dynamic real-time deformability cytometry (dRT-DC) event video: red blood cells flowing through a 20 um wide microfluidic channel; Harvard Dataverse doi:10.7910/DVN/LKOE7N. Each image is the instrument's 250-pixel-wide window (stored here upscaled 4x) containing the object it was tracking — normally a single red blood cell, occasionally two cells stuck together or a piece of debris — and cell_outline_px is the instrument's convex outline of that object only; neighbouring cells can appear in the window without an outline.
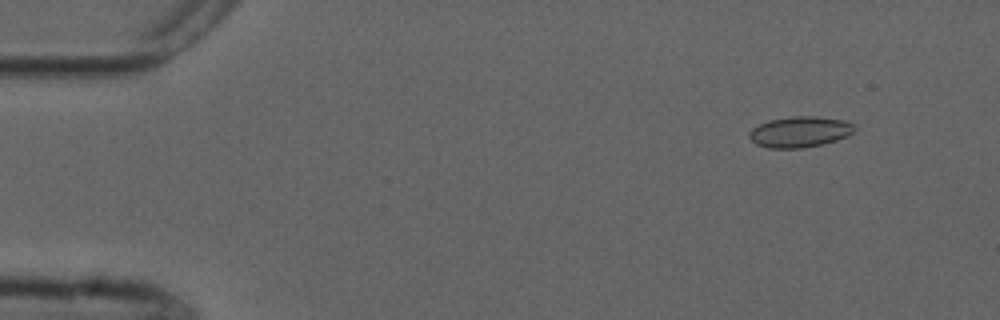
{"species": "common noctule bat (a hibernating species)", "species_latin": "Nyctalus noctula", "temperature_condition": "cold", "stored_images_in_passage": 55, "camera_frame_rate_fps": 3000, "um_per_image_px": 0.085, "animal": {"sex": "male", "forearm_length_mm": 52.5}, "frame": {"image": 1, "passage_image": 6, "time_ms": 1.667, "image_size_px": [1000, 320], "cell_outline_px": [[856, 128], [848, 136], [836, 140], [820, 144], [800, 148], [768, 148], [756, 144], [748, 136], [748, 132], [752, 128], [768, 120], [796, 116], [816, 116], [844, 120], [852, 124]], "centroid_in_image_um": [67.96, 11.2], "position_along_channel_um": 17.0, "area_um2": 18.79}}
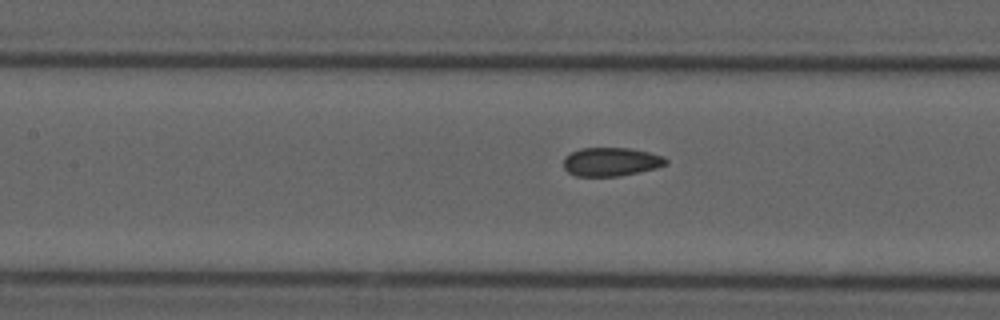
{"frame": {"image": 2, "passage_image": 25, "time_ms": 8.0, "image_size_px": [1000, 320], "cell_outline_px": [[668, 164], [656, 168], [620, 176], [576, 176], [568, 172], [564, 168], [564, 156], [580, 148], [632, 148], [664, 156], [668, 160]], "centroid_in_image_um": [51.95, 13.75], "position_along_channel_um": 155.5, "area_um2": 17.17}}
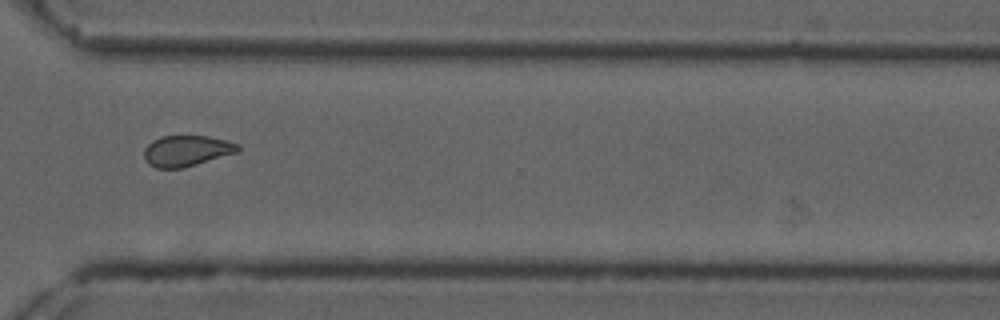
{"frame": {"image": 3, "passage_image": 41, "time_ms": 13.333, "image_size_px": [1000, 320], "cell_outline_px": [[240, 148], [236, 152], [184, 168], [156, 168], [148, 164], [144, 160], [144, 148], [152, 140], [160, 136], [208, 136], [240, 144]], "centroid_in_image_um": [15.81, 12.82], "position_along_channel_um": 354.8, "area_um2": 16.88}, "authors_computed_cell_mechanics": {"area_um2": 17.629, "velocity_mm_per_s": 3.7505, "shape_relaxation_time_tau1_ms": null, "shape_relaxation_time_tau2_ms": 1.9362, "deformation_change_tau1": null, "deformation_change_tau2": 0.0643}}